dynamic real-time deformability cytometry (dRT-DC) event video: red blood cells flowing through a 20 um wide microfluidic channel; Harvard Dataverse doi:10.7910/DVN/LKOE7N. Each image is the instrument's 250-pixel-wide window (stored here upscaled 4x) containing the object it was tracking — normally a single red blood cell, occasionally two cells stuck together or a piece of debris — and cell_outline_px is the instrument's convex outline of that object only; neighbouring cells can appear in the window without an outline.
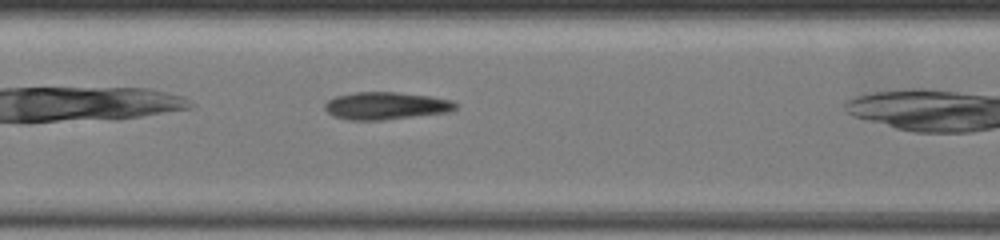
{"species": "common noctule bat (a hibernating species)", "species_latin": "Nyctalus noctula", "temperature_condition": "warm", "stored_images_in_passage": 14, "camera_frame_rate_fps": 3000, "um_per_image_px": 0.085, "animal": {"sex": "female", "body_mass_g": 19.5, "forearm_length_mm": 54.1}, "frame": {"image": 1, "passage_image": 8, "time_ms": 3.333, "image_size_px": [1000, 240], "cell_outline_px": [[456, 108], [452, 112], [380, 120], [348, 120], [332, 116], [324, 108], [324, 104], [328, 100], [336, 96], [356, 92], [396, 92], [428, 96], [452, 100], [456, 104]], "centroid_in_image_um": [32.79, 8.99], "position_along_channel_um": 174.6, "area_um2": 20.92}}